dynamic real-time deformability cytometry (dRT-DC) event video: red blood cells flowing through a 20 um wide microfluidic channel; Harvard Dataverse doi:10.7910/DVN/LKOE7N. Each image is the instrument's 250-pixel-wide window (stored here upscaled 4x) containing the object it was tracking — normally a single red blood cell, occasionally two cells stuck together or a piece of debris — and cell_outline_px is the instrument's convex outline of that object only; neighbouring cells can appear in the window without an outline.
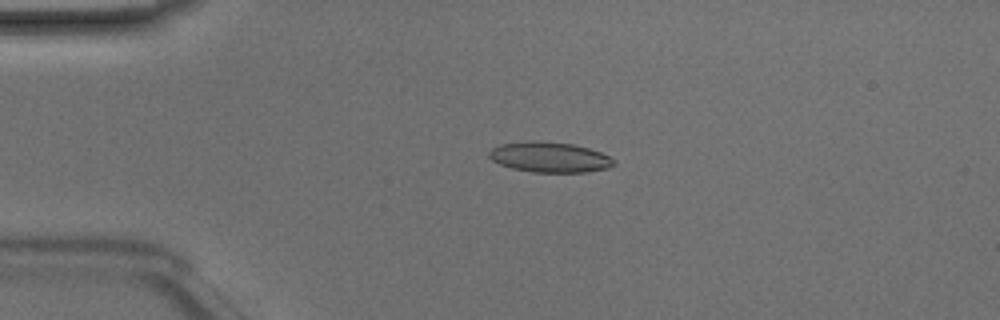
{"species": "Egyptian fruit bat (a non-hibernating species)", "species_latin": "Rousettus aegyptiacus", "temperature_condition": "room temperature", "stored_images_in_passage": 44, "camera_frame_rate_fps": 3000, "um_per_image_px": 0.085, "animal": {"sex": "male"}, "frame": {"image": 1, "passage_image": 7, "time_ms": 2.0, "image_size_px": [1000, 320], "cell_outline_px": [[616, 164], [608, 168], [588, 172], [532, 172], [512, 168], [500, 164], [492, 160], [488, 156], [488, 152], [492, 148], [500, 144], [532, 140], [536, 140], [572, 144], [588, 148], [600, 152], [616, 160]], "centroid_in_image_um": [46.72, 13.36], "position_along_channel_um": 38.3, "area_um2": 22.14}}
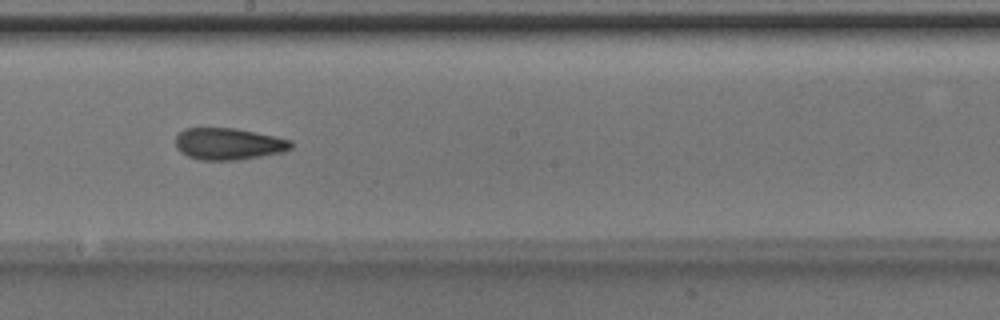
{"frame": {"image": 2, "passage_image": 23, "time_ms": 7.333, "image_size_px": [1000, 320], "cell_outline_px": [[292, 148], [284, 152], [240, 160], [200, 160], [188, 156], [180, 152], [176, 148], [176, 136], [184, 128], [236, 128], [276, 136], [292, 140]], "centroid_in_image_um": [19.44, 12.23], "position_along_channel_um": 228.8, "area_um2": 21.62}}
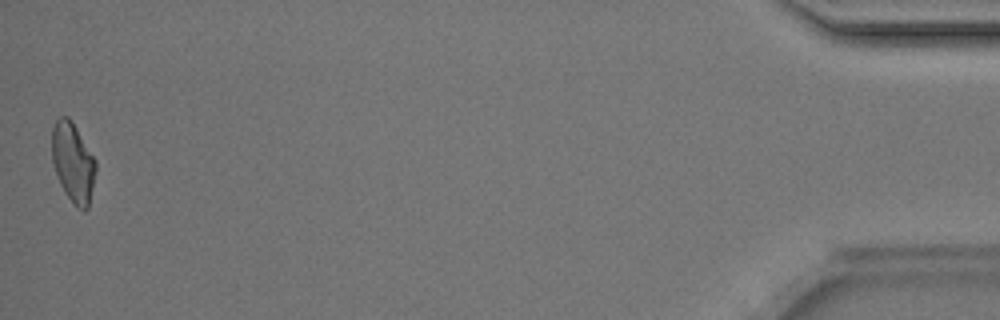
{"frame": {"image": 3, "passage_image": 44, "time_ms": 14.333, "image_size_px": [1000, 320], "cell_outline_px": [[96, 172], [88, 208], [84, 212], [76, 208], [64, 192], [60, 184], [52, 164], [52, 128], [56, 120], [60, 116], [68, 116], [76, 128], [96, 160]], "centroid_in_image_um": [6.2, 13.84], "position_along_channel_um": 429.0, "area_um2": 20.46}, "authors_computed_cell_mechanics": {"area_um2": 20.9814, "velocity_mm_per_s": 4.1909, "shape_relaxation_time_tau1_ms": 11.1778, "shape_relaxation_time_tau2_ms": 3.2344, "deformation_change_tau1": 0.2362, "deformation_change_tau2": 0.1161}}